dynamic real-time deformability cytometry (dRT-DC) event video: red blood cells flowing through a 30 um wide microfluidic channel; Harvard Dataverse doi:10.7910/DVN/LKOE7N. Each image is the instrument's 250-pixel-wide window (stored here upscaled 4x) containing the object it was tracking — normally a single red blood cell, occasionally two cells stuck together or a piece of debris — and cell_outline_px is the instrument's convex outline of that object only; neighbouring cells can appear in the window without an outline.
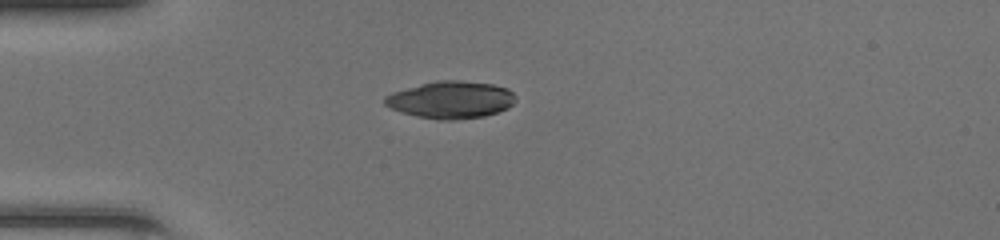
{"species": "common noctule bat (a hibernating species)", "species_latin": "Nyctalus noctula", "temperature_condition": "room temperature", "stored_images_in_passage": 36, "camera_frame_rate_fps": 3000, "um_per_image_px": 0.085, "animal": {"sex": "female", "body_mass_g": 20.0, "forearm_length_mm": 54.0}, "frame": {"image": 1, "passage_image": 1, "time_ms": 0.0, "image_size_px": [1000, 240], "cell_outline_px": [[516, 100], [508, 108], [484, 116], [452, 120], [440, 120], [416, 116], [400, 112], [384, 104], [384, 96], [392, 92], [436, 80], [460, 80], [492, 84], [508, 88], [516, 96]], "centroid_in_image_um": [38.33, 8.48], "position_along_channel_um": 46.7, "area_um2": 28.38}}
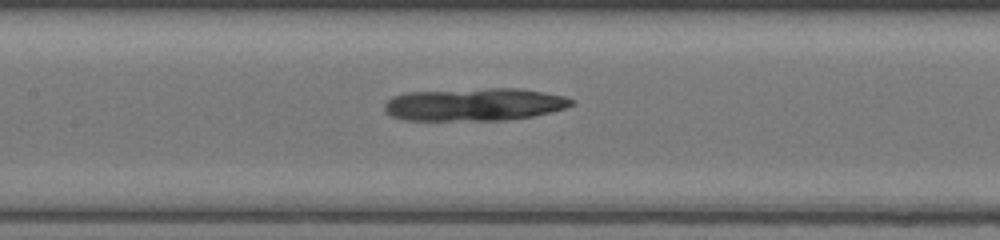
{"frame": {"image": 2, "passage_image": 11, "time_ms": 3.333, "image_size_px": [1000, 240], "cell_outline_px": [[576, 104], [552, 112], [532, 116], [504, 120], [404, 120], [392, 116], [384, 108], [384, 104], [392, 96], [408, 92], [484, 88], [520, 88], [544, 92], [564, 96], [576, 100]], "centroid_in_image_um": [40.36, 8.87], "position_along_channel_um": 167.0, "area_um2": 35.84}}
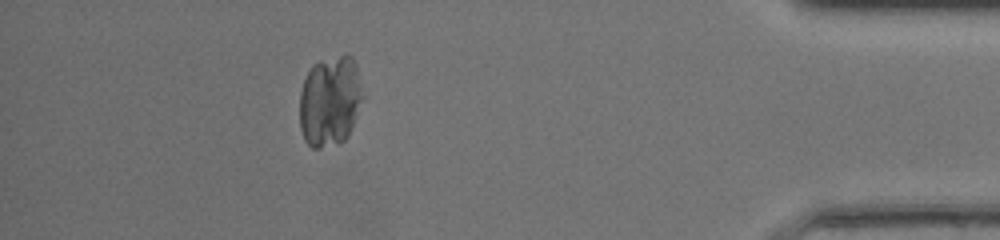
{"frame": {"image": 3, "passage_image": 31, "time_ms": 10.0, "image_size_px": [1000, 240], "cell_outline_px": [[364, 96], [348, 136], [340, 144], [316, 148], [312, 148], [304, 140], [300, 128], [300, 92], [304, 80], [312, 64], [320, 60], [340, 56], [352, 56], [356, 64]], "centroid_in_image_um": [28.04, 8.61], "position_along_channel_um": 407.2, "area_um2": 33.47}}